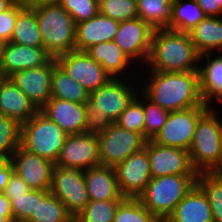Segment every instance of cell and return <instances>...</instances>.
Masks as SVG:
<instances>
[{"label":"cell","mask_w":222,"mask_h":222,"mask_svg":"<svg viewBox=\"0 0 222 222\" xmlns=\"http://www.w3.org/2000/svg\"><path fill=\"white\" fill-rule=\"evenodd\" d=\"M139 72H142L138 76L140 91L154 104L169 112L209 106L203 100L200 92L198 71L155 72L149 71L143 66Z\"/></svg>","instance_id":"cell-1"},{"label":"cell","mask_w":222,"mask_h":222,"mask_svg":"<svg viewBox=\"0 0 222 222\" xmlns=\"http://www.w3.org/2000/svg\"><path fill=\"white\" fill-rule=\"evenodd\" d=\"M138 83L140 81L131 77L111 78L102 87L89 93V100L84 104L86 132L98 134L115 123L140 91Z\"/></svg>","instance_id":"cell-2"},{"label":"cell","mask_w":222,"mask_h":222,"mask_svg":"<svg viewBox=\"0 0 222 222\" xmlns=\"http://www.w3.org/2000/svg\"><path fill=\"white\" fill-rule=\"evenodd\" d=\"M200 54L189 33L154 30L146 69L155 72H191L199 69Z\"/></svg>","instance_id":"cell-3"},{"label":"cell","mask_w":222,"mask_h":222,"mask_svg":"<svg viewBox=\"0 0 222 222\" xmlns=\"http://www.w3.org/2000/svg\"><path fill=\"white\" fill-rule=\"evenodd\" d=\"M38 21L43 48L52 58L76 50V23L58 3H41L31 7Z\"/></svg>","instance_id":"cell-4"},{"label":"cell","mask_w":222,"mask_h":222,"mask_svg":"<svg viewBox=\"0 0 222 222\" xmlns=\"http://www.w3.org/2000/svg\"><path fill=\"white\" fill-rule=\"evenodd\" d=\"M197 175L152 177L139 201L156 217L167 219L196 184Z\"/></svg>","instance_id":"cell-5"},{"label":"cell","mask_w":222,"mask_h":222,"mask_svg":"<svg viewBox=\"0 0 222 222\" xmlns=\"http://www.w3.org/2000/svg\"><path fill=\"white\" fill-rule=\"evenodd\" d=\"M219 107H209L199 118L189 149L194 169L209 172L218 161L222 148V115ZM221 115V116H220ZM221 117V118H220Z\"/></svg>","instance_id":"cell-6"},{"label":"cell","mask_w":222,"mask_h":222,"mask_svg":"<svg viewBox=\"0 0 222 222\" xmlns=\"http://www.w3.org/2000/svg\"><path fill=\"white\" fill-rule=\"evenodd\" d=\"M67 134L39 110L21 125L20 146L56 163Z\"/></svg>","instance_id":"cell-7"},{"label":"cell","mask_w":222,"mask_h":222,"mask_svg":"<svg viewBox=\"0 0 222 222\" xmlns=\"http://www.w3.org/2000/svg\"><path fill=\"white\" fill-rule=\"evenodd\" d=\"M100 165L113 166L145 147L147 139L140 133L129 131L112 123L97 134Z\"/></svg>","instance_id":"cell-8"},{"label":"cell","mask_w":222,"mask_h":222,"mask_svg":"<svg viewBox=\"0 0 222 222\" xmlns=\"http://www.w3.org/2000/svg\"><path fill=\"white\" fill-rule=\"evenodd\" d=\"M209 107L197 106L169 112L165 124L152 141L162 146L189 151L198 120Z\"/></svg>","instance_id":"cell-9"},{"label":"cell","mask_w":222,"mask_h":222,"mask_svg":"<svg viewBox=\"0 0 222 222\" xmlns=\"http://www.w3.org/2000/svg\"><path fill=\"white\" fill-rule=\"evenodd\" d=\"M50 192L65 204L74 218L90 201L84 171L79 168L54 165Z\"/></svg>","instance_id":"cell-10"},{"label":"cell","mask_w":222,"mask_h":222,"mask_svg":"<svg viewBox=\"0 0 222 222\" xmlns=\"http://www.w3.org/2000/svg\"><path fill=\"white\" fill-rule=\"evenodd\" d=\"M112 168L124 197L138 198L152 179L148 151L145 148L114 164Z\"/></svg>","instance_id":"cell-11"},{"label":"cell","mask_w":222,"mask_h":222,"mask_svg":"<svg viewBox=\"0 0 222 222\" xmlns=\"http://www.w3.org/2000/svg\"><path fill=\"white\" fill-rule=\"evenodd\" d=\"M153 32L146 22L137 17L120 22L113 41L135 64H138V68H141L149 57Z\"/></svg>","instance_id":"cell-12"},{"label":"cell","mask_w":222,"mask_h":222,"mask_svg":"<svg viewBox=\"0 0 222 222\" xmlns=\"http://www.w3.org/2000/svg\"><path fill=\"white\" fill-rule=\"evenodd\" d=\"M57 63L73 80L88 93L102 87L111 77L102 65L95 62L85 51H71L56 58Z\"/></svg>","instance_id":"cell-13"},{"label":"cell","mask_w":222,"mask_h":222,"mask_svg":"<svg viewBox=\"0 0 222 222\" xmlns=\"http://www.w3.org/2000/svg\"><path fill=\"white\" fill-rule=\"evenodd\" d=\"M54 165L86 170L100 165L97 134L84 132L67 135Z\"/></svg>","instance_id":"cell-14"},{"label":"cell","mask_w":222,"mask_h":222,"mask_svg":"<svg viewBox=\"0 0 222 222\" xmlns=\"http://www.w3.org/2000/svg\"><path fill=\"white\" fill-rule=\"evenodd\" d=\"M144 148L148 151L152 177L198 174L187 150L162 146L152 140H147Z\"/></svg>","instance_id":"cell-15"},{"label":"cell","mask_w":222,"mask_h":222,"mask_svg":"<svg viewBox=\"0 0 222 222\" xmlns=\"http://www.w3.org/2000/svg\"><path fill=\"white\" fill-rule=\"evenodd\" d=\"M56 64L57 60L51 58L43 66L24 69L10 76L38 110H41L51 98L52 74Z\"/></svg>","instance_id":"cell-16"},{"label":"cell","mask_w":222,"mask_h":222,"mask_svg":"<svg viewBox=\"0 0 222 222\" xmlns=\"http://www.w3.org/2000/svg\"><path fill=\"white\" fill-rule=\"evenodd\" d=\"M17 173L32 190H50L54 163L19 146L10 160Z\"/></svg>","instance_id":"cell-17"},{"label":"cell","mask_w":222,"mask_h":222,"mask_svg":"<svg viewBox=\"0 0 222 222\" xmlns=\"http://www.w3.org/2000/svg\"><path fill=\"white\" fill-rule=\"evenodd\" d=\"M52 57L43 47H30L17 43H2L0 77H10L24 69L45 65Z\"/></svg>","instance_id":"cell-18"},{"label":"cell","mask_w":222,"mask_h":222,"mask_svg":"<svg viewBox=\"0 0 222 222\" xmlns=\"http://www.w3.org/2000/svg\"><path fill=\"white\" fill-rule=\"evenodd\" d=\"M85 52L95 62H97L100 65H102V67L104 68L105 72L111 78H130L129 76H131V78H135V79L139 78L138 77L139 72H137L139 70H137V69H140V68H137L138 65L135 64L117 46V44L113 40L112 41H108V42L97 43V44L91 46ZM134 75L136 77H134Z\"/></svg>","instance_id":"cell-19"},{"label":"cell","mask_w":222,"mask_h":222,"mask_svg":"<svg viewBox=\"0 0 222 222\" xmlns=\"http://www.w3.org/2000/svg\"><path fill=\"white\" fill-rule=\"evenodd\" d=\"M41 111L67 135L86 132L84 104L50 98Z\"/></svg>","instance_id":"cell-20"},{"label":"cell","mask_w":222,"mask_h":222,"mask_svg":"<svg viewBox=\"0 0 222 222\" xmlns=\"http://www.w3.org/2000/svg\"><path fill=\"white\" fill-rule=\"evenodd\" d=\"M218 54H202L199 59L200 92L210 107L216 102L222 106V53Z\"/></svg>","instance_id":"cell-21"},{"label":"cell","mask_w":222,"mask_h":222,"mask_svg":"<svg viewBox=\"0 0 222 222\" xmlns=\"http://www.w3.org/2000/svg\"><path fill=\"white\" fill-rule=\"evenodd\" d=\"M38 111L10 77H0V114L22 125Z\"/></svg>","instance_id":"cell-22"},{"label":"cell","mask_w":222,"mask_h":222,"mask_svg":"<svg viewBox=\"0 0 222 222\" xmlns=\"http://www.w3.org/2000/svg\"><path fill=\"white\" fill-rule=\"evenodd\" d=\"M120 22L100 13L91 19L76 24V50L86 51L91 46L112 41Z\"/></svg>","instance_id":"cell-23"},{"label":"cell","mask_w":222,"mask_h":222,"mask_svg":"<svg viewBox=\"0 0 222 222\" xmlns=\"http://www.w3.org/2000/svg\"><path fill=\"white\" fill-rule=\"evenodd\" d=\"M88 196L93 201L123 200L112 166L98 165L84 170Z\"/></svg>","instance_id":"cell-24"},{"label":"cell","mask_w":222,"mask_h":222,"mask_svg":"<svg viewBox=\"0 0 222 222\" xmlns=\"http://www.w3.org/2000/svg\"><path fill=\"white\" fill-rule=\"evenodd\" d=\"M167 219L170 222H213L207 197L196 184Z\"/></svg>","instance_id":"cell-25"},{"label":"cell","mask_w":222,"mask_h":222,"mask_svg":"<svg viewBox=\"0 0 222 222\" xmlns=\"http://www.w3.org/2000/svg\"><path fill=\"white\" fill-rule=\"evenodd\" d=\"M188 33L200 55L222 53V16L206 17Z\"/></svg>","instance_id":"cell-26"},{"label":"cell","mask_w":222,"mask_h":222,"mask_svg":"<svg viewBox=\"0 0 222 222\" xmlns=\"http://www.w3.org/2000/svg\"><path fill=\"white\" fill-rule=\"evenodd\" d=\"M26 222H74V217L50 190H37V207Z\"/></svg>","instance_id":"cell-27"},{"label":"cell","mask_w":222,"mask_h":222,"mask_svg":"<svg viewBox=\"0 0 222 222\" xmlns=\"http://www.w3.org/2000/svg\"><path fill=\"white\" fill-rule=\"evenodd\" d=\"M10 42L30 47H43L36 14L31 7L24 6L17 13Z\"/></svg>","instance_id":"cell-28"},{"label":"cell","mask_w":222,"mask_h":222,"mask_svg":"<svg viewBox=\"0 0 222 222\" xmlns=\"http://www.w3.org/2000/svg\"><path fill=\"white\" fill-rule=\"evenodd\" d=\"M206 17L195 0H173L168 29L188 33Z\"/></svg>","instance_id":"cell-29"},{"label":"cell","mask_w":222,"mask_h":222,"mask_svg":"<svg viewBox=\"0 0 222 222\" xmlns=\"http://www.w3.org/2000/svg\"><path fill=\"white\" fill-rule=\"evenodd\" d=\"M51 98L85 104L89 100V93L82 85L68 76L64 69L57 63L54 66L52 74Z\"/></svg>","instance_id":"cell-30"},{"label":"cell","mask_w":222,"mask_h":222,"mask_svg":"<svg viewBox=\"0 0 222 222\" xmlns=\"http://www.w3.org/2000/svg\"><path fill=\"white\" fill-rule=\"evenodd\" d=\"M173 0H138V18L153 30L168 29Z\"/></svg>","instance_id":"cell-31"},{"label":"cell","mask_w":222,"mask_h":222,"mask_svg":"<svg viewBox=\"0 0 222 222\" xmlns=\"http://www.w3.org/2000/svg\"><path fill=\"white\" fill-rule=\"evenodd\" d=\"M196 185L207 197L213 222H222V180L209 172H200L197 174Z\"/></svg>","instance_id":"cell-32"},{"label":"cell","mask_w":222,"mask_h":222,"mask_svg":"<svg viewBox=\"0 0 222 222\" xmlns=\"http://www.w3.org/2000/svg\"><path fill=\"white\" fill-rule=\"evenodd\" d=\"M21 124L0 114V159L11 160L20 146Z\"/></svg>","instance_id":"cell-33"},{"label":"cell","mask_w":222,"mask_h":222,"mask_svg":"<svg viewBox=\"0 0 222 222\" xmlns=\"http://www.w3.org/2000/svg\"><path fill=\"white\" fill-rule=\"evenodd\" d=\"M122 200H90L74 218V222H114L117 207Z\"/></svg>","instance_id":"cell-34"},{"label":"cell","mask_w":222,"mask_h":222,"mask_svg":"<svg viewBox=\"0 0 222 222\" xmlns=\"http://www.w3.org/2000/svg\"><path fill=\"white\" fill-rule=\"evenodd\" d=\"M157 218L138 198L125 197L118 205L114 222H155Z\"/></svg>","instance_id":"cell-35"},{"label":"cell","mask_w":222,"mask_h":222,"mask_svg":"<svg viewBox=\"0 0 222 222\" xmlns=\"http://www.w3.org/2000/svg\"><path fill=\"white\" fill-rule=\"evenodd\" d=\"M115 123L124 129L144 136L143 93L139 91Z\"/></svg>","instance_id":"cell-36"},{"label":"cell","mask_w":222,"mask_h":222,"mask_svg":"<svg viewBox=\"0 0 222 222\" xmlns=\"http://www.w3.org/2000/svg\"><path fill=\"white\" fill-rule=\"evenodd\" d=\"M144 137L152 140L161 130L169 115V111L154 104L143 94Z\"/></svg>","instance_id":"cell-37"},{"label":"cell","mask_w":222,"mask_h":222,"mask_svg":"<svg viewBox=\"0 0 222 222\" xmlns=\"http://www.w3.org/2000/svg\"><path fill=\"white\" fill-rule=\"evenodd\" d=\"M99 13L118 22L138 17L136 0H99Z\"/></svg>","instance_id":"cell-38"},{"label":"cell","mask_w":222,"mask_h":222,"mask_svg":"<svg viewBox=\"0 0 222 222\" xmlns=\"http://www.w3.org/2000/svg\"><path fill=\"white\" fill-rule=\"evenodd\" d=\"M75 23L87 21L99 13V0H58Z\"/></svg>","instance_id":"cell-39"},{"label":"cell","mask_w":222,"mask_h":222,"mask_svg":"<svg viewBox=\"0 0 222 222\" xmlns=\"http://www.w3.org/2000/svg\"><path fill=\"white\" fill-rule=\"evenodd\" d=\"M11 203L13 222H26L37 207V190L30 189L20 196H6Z\"/></svg>","instance_id":"cell-40"},{"label":"cell","mask_w":222,"mask_h":222,"mask_svg":"<svg viewBox=\"0 0 222 222\" xmlns=\"http://www.w3.org/2000/svg\"><path fill=\"white\" fill-rule=\"evenodd\" d=\"M24 6L16 1L9 9L0 14V42H10L16 23L17 13Z\"/></svg>","instance_id":"cell-41"},{"label":"cell","mask_w":222,"mask_h":222,"mask_svg":"<svg viewBox=\"0 0 222 222\" xmlns=\"http://www.w3.org/2000/svg\"><path fill=\"white\" fill-rule=\"evenodd\" d=\"M30 190L26 182L15 172L11 175L6 185L5 196H20L26 194Z\"/></svg>","instance_id":"cell-42"},{"label":"cell","mask_w":222,"mask_h":222,"mask_svg":"<svg viewBox=\"0 0 222 222\" xmlns=\"http://www.w3.org/2000/svg\"><path fill=\"white\" fill-rule=\"evenodd\" d=\"M207 17H220V0H195Z\"/></svg>","instance_id":"cell-43"},{"label":"cell","mask_w":222,"mask_h":222,"mask_svg":"<svg viewBox=\"0 0 222 222\" xmlns=\"http://www.w3.org/2000/svg\"><path fill=\"white\" fill-rule=\"evenodd\" d=\"M14 172V166L10 160L0 159V192H4L11 175Z\"/></svg>","instance_id":"cell-44"},{"label":"cell","mask_w":222,"mask_h":222,"mask_svg":"<svg viewBox=\"0 0 222 222\" xmlns=\"http://www.w3.org/2000/svg\"><path fill=\"white\" fill-rule=\"evenodd\" d=\"M0 222H13L10 200L0 192Z\"/></svg>","instance_id":"cell-45"},{"label":"cell","mask_w":222,"mask_h":222,"mask_svg":"<svg viewBox=\"0 0 222 222\" xmlns=\"http://www.w3.org/2000/svg\"><path fill=\"white\" fill-rule=\"evenodd\" d=\"M209 173H211L216 178L222 180V148H221V151H220L218 161L212 167V169L209 171Z\"/></svg>","instance_id":"cell-46"},{"label":"cell","mask_w":222,"mask_h":222,"mask_svg":"<svg viewBox=\"0 0 222 222\" xmlns=\"http://www.w3.org/2000/svg\"><path fill=\"white\" fill-rule=\"evenodd\" d=\"M17 1H19L23 6L32 7L41 3L57 2L58 0H17Z\"/></svg>","instance_id":"cell-47"},{"label":"cell","mask_w":222,"mask_h":222,"mask_svg":"<svg viewBox=\"0 0 222 222\" xmlns=\"http://www.w3.org/2000/svg\"><path fill=\"white\" fill-rule=\"evenodd\" d=\"M17 0H0V14L9 9Z\"/></svg>","instance_id":"cell-48"},{"label":"cell","mask_w":222,"mask_h":222,"mask_svg":"<svg viewBox=\"0 0 222 222\" xmlns=\"http://www.w3.org/2000/svg\"><path fill=\"white\" fill-rule=\"evenodd\" d=\"M155 222H170V221L165 218H157V220Z\"/></svg>","instance_id":"cell-49"},{"label":"cell","mask_w":222,"mask_h":222,"mask_svg":"<svg viewBox=\"0 0 222 222\" xmlns=\"http://www.w3.org/2000/svg\"><path fill=\"white\" fill-rule=\"evenodd\" d=\"M222 16V0H220V17Z\"/></svg>","instance_id":"cell-50"}]
</instances>
